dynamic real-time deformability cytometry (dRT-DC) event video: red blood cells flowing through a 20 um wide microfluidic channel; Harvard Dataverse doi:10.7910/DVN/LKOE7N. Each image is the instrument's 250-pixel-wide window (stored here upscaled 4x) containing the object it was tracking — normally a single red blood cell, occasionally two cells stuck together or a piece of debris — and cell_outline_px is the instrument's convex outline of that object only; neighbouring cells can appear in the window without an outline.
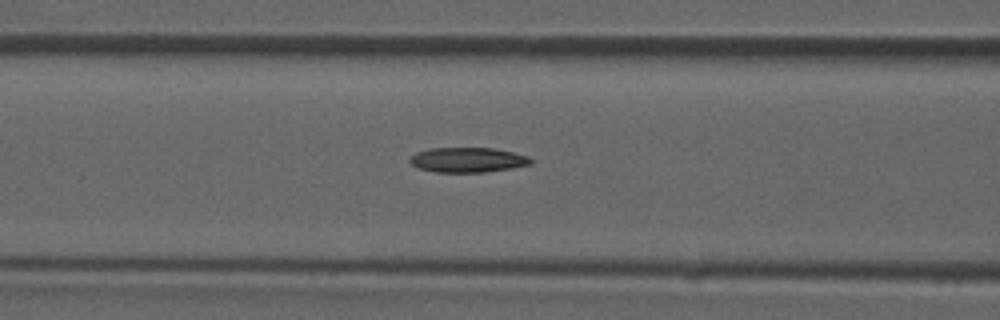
{"species": "common noctule bat (a hibernating species)", "species_latin": "Nyctalus noctula", "temperature_condition": "room temperature", "stored_images_in_passage": 44, "camera_frame_rate_fps": 3000, "um_per_image_px": 0.085, "animal": {"sex": "male", "forearm_length_mm": 52.5}, "frame": {"image": 1, "passage_image": 19, "time_ms": 6.0, "image_size_px": [1000, 320], "cell_outline_px": [[532, 164], [512, 168], [484, 172], [436, 172], [420, 168], [412, 164], [408, 160], [408, 156], [416, 152], [428, 148], [492, 148], [512, 152], [528, 156], [532, 160]], "centroid_in_image_um": [39.72, 13.58], "position_along_channel_um": 126.9, "area_um2": 17.57}}